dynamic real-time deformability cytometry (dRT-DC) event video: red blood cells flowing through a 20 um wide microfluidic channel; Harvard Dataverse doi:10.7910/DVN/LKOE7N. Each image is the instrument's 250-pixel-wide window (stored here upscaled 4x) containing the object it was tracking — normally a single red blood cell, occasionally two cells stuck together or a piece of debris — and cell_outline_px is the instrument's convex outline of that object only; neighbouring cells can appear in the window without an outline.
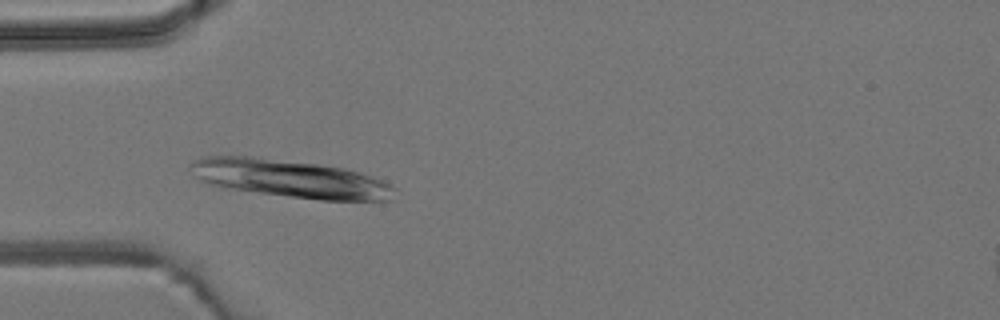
{"species": "common noctule bat (a hibernating species)", "species_latin": "Nyctalus noctula", "temperature_condition": "room temperature", "stored_images_in_passage": 5, "camera_frame_rate_fps": 3000, "um_per_image_px": 0.085, "animal": {"sex": "male", "body_mass_g": 19.2, "forearm_length_mm": 51.8}, "frame": {"image": 1, "passage_image": 4, "time_ms": 4.333, "image_size_px": [1000, 320], "cell_outline_px": [[396, 188], [392, 200], [320, 200], [220, 188], [200, 180], [196, 176], [188, 164], [192, 160], [204, 156], [252, 156], [316, 164], [344, 168], [380, 180]], "centroid_in_image_um": [24.59, 15.19], "position_along_channel_um": 60.4, "area_um2": 44.8}}
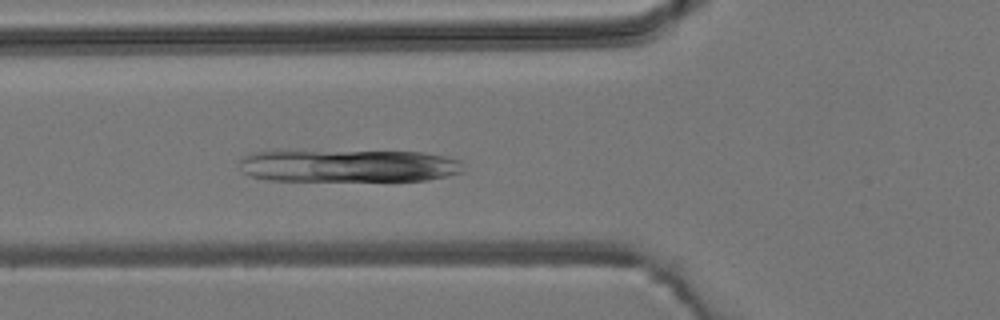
{"frame": {"image": 2, "passage_image": 5, "time_ms": 5.333, "image_size_px": [1000, 320], "cell_outline_px": [[464, 172], [428, 180], [268, 180], [252, 176], [244, 172], [240, 164], [240, 160], [244, 156], [252, 152], [296, 148], [424, 152], [444, 156], [460, 160]], "centroid_in_image_um": [29.56, 14.03], "position_along_channel_um": 96.2, "area_um2": 44.16}}